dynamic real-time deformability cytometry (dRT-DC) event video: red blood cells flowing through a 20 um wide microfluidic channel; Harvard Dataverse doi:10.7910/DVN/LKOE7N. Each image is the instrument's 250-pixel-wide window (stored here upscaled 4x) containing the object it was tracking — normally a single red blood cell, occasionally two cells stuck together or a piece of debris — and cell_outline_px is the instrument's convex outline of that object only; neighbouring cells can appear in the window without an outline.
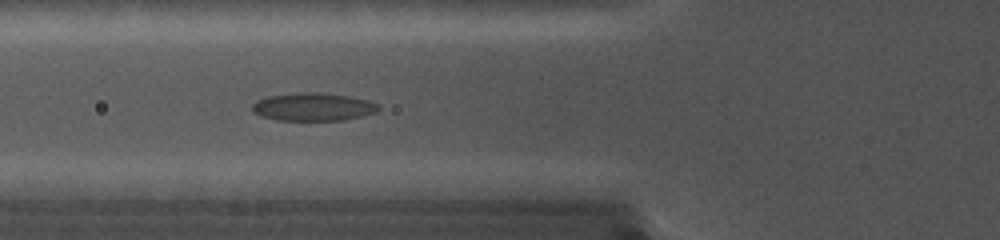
{"species": "common noctule bat (a hibernating species)", "species_latin": "Nyctalus noctula", "temperature_condition": "cold", "stored_images_in_passage": 62, "camera_frame_rate_fps": 5000, "um_per_image_px": 0.085, "animal": {"sex": "female", "body_mass_g": 19.0, "forearm_length_mm": 56.7}, "frame": {"image": 1, "passage_image": 18, "time_ms": 3.4, "image_size_px": [1000, 240], "cell_outline_px": [[380, 108], [376, 112], [344, 120], [276, 120], [260, 116], [252, 112], [252, 104], [256, 100], [268, 96], [300, 92], [316, 92], [348, 96], [368, 100], [376, 104]], "centroid_in_image_um": [26.56, 9.08], "position_along_channel_um": 99.2, "area_um2": 20.52}}
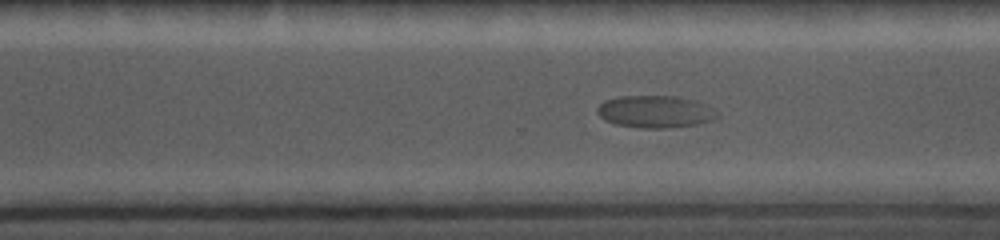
{"frame": {"image": 2, "passage_image": 45, "time_ms": 8.8, "image_size_px": [1000, 240], "cell_outline_px": [[720, 116], [712, 120], [696, 124], [668, 128], [644, 128], [616, 124], [604, 120], [596, 112], [596, 108], [604, 100], [620, 96], [676, 96], [696, 100], [708, 104], [716, 108], [720, 112]], "centroid_in_image_um": [55.75, 9.48], "position_along_channel_um": 314.8, "area_um2": 22.89}}
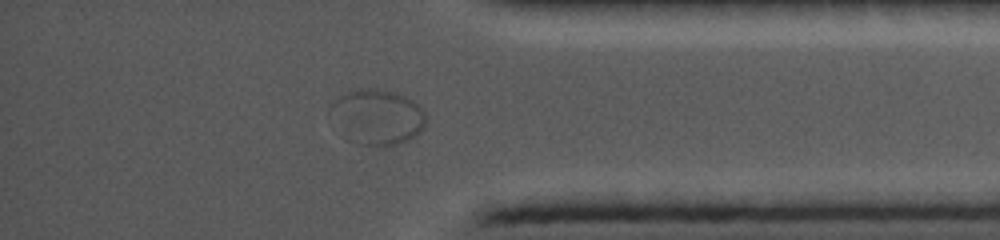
{"frame": {"image": 3, "passage_image": 56, "time_ms": 11.0, "image_size_px": [1000, 240], "cell_outline_px": [[428, 120], [424, 128], [420, 132], [408, 140], [400, 144], [360, 144], [328, 112], [328, 108], [340, 96], [348, 92], [360, 88], [376, 88], [392, 92], [404, 96], [420, 104]], "centroid_in_image_um": [32.18, 9.88], "position_along_channel_um": 403.0, "area_um2": 29.71}}